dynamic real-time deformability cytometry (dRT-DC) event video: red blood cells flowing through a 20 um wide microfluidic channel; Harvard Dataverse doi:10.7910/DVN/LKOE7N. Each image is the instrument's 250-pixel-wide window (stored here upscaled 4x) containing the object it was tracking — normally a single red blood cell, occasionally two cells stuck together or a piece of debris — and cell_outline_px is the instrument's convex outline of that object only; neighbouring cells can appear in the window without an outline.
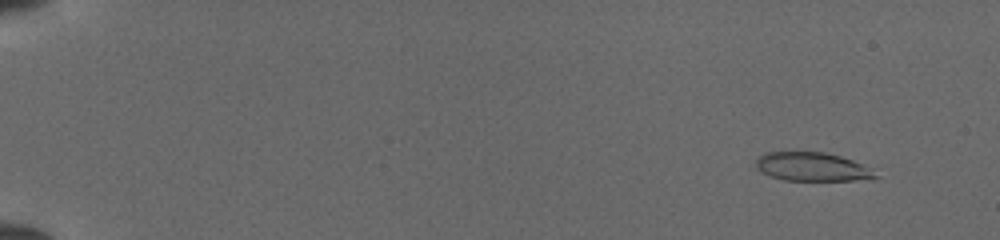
{"species": "common noctule bat (a hibernating species)", "species_latin": "Nyctalus noctula", "temperature_condition": "cold", "stored_images_in_passage": 51, "camera_frame_rate_fps": 3000, "um_per_image_px": 0.085, "animal": {"sex": "female", "body_mass_g": 19.5, "forearm_length_mm": 54.1}, "frame": {"image": 1, "passage_image": 5, "time_ms": 1.333, "image_size_px": [1000, 240], "cell_outline_px": [[880, 176], [852, 180], [784, 180], [772, 176], [756, 168], [756, 160], [764, 152], [824, 152], [840, 156], [852, 160], [872, 168]], "centroid_in_image_um": [69.04, 14.17], "position_along_channel_um": 16.0, "area_um2": 19.71}}
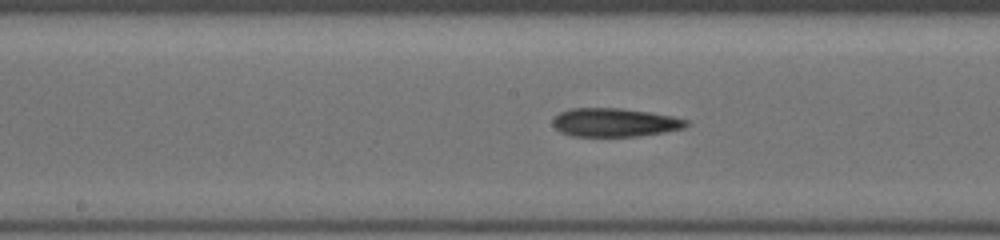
{"frame": {"image": 2, "passage_image": 29, "time_ms": 9.333, "image_size_px": [1000, 240], "cell_outline_px": [[688, 124], [684, 128], [664, 132], [640, 136], [572, 136], [560, 132], [552, 124], [552, 120], [560, 112], [572, 108], [620, 108], [648, 112], [672, 116], [688, 120]], "centroid_in_image_um": [52.24, 10.41], "position_along_channel_um": 196.0, "area_um2": 22.14}}
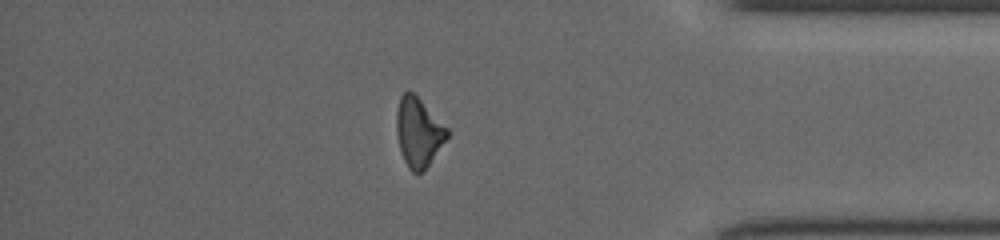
{"frame": {"image": 3, "passage_image": 45, "time_ms": 14.667, "image_size_px": [1000, 240], "cell_outline_px": [[448, 136], [424, 172], [412, 172], [408, 168], [400, 152], [396, 132], [396, 112], [400, 96], [404, 92], [412, 92], [448, 128]], "centroid_in_image_um": [35.55, 11.27], "position_along_channel_um": 399.7, "area_um2": 20.23}}